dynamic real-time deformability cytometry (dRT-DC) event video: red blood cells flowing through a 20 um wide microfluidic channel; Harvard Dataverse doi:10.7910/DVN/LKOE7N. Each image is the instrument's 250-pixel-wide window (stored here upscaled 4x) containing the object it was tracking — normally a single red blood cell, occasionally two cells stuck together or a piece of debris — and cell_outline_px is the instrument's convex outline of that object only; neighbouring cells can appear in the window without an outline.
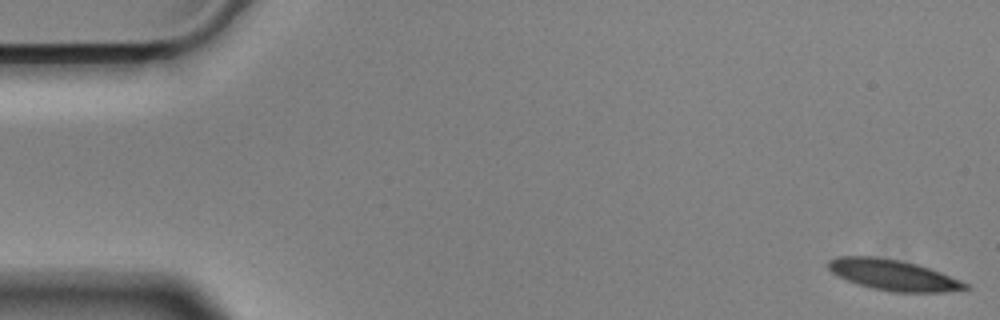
{"species": "Egyptian fruit bat (a non-hibernating species)", "species_latin": "Rousettus aegyptiacus", "temperature_condition": "cold", "stored_images_in_passage": 9, "camera_frame_rate_fps": 3000, "um_per_image_px": 0.085, "animal": {"sex": "male"}, "frame": {"image": 1, "passage_image": 1, "time_ms": 0.0, "image_size_px": [1000, 320], "cell_outline_px": [[972, 288], [944, 292], [892, 292], [872, 288], [848, 280], [832, 272], [828, 268], [828, 260], [840, 256], [872, 256], [896, 260], [916, 264], [940, 272], [960, 280], [968, 284]], "centroid_in_image_um": [75.94, 23.38], "position_along_channel_um": 9.1, "area_um2": 24.16}}